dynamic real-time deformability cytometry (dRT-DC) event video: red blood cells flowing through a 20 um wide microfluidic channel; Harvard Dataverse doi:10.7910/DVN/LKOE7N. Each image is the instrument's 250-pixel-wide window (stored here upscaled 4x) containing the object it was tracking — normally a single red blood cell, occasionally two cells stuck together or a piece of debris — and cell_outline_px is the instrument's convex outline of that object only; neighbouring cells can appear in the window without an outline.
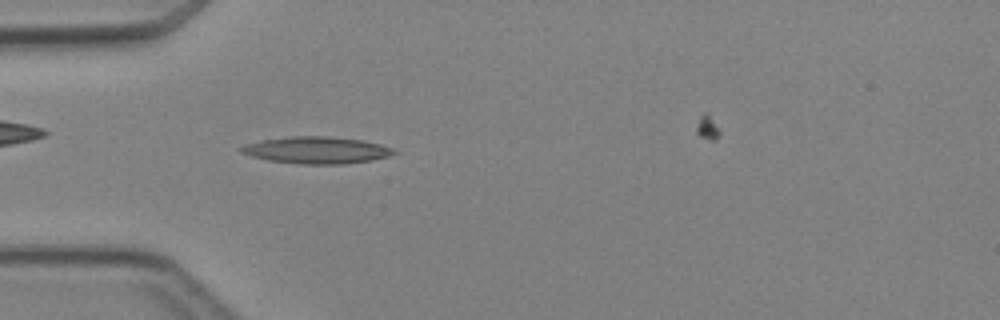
{"species": "Egyptian fruit bat (a non-hibernating species)", "species_latin": "Rousettus aegyptiacus", "temperature_condition": "cold", "stored_images_in_passage": 3, "camera_frame_rate_fps": 3000, "um_per_image_px": 0.085, "animal": {"sex": "female"}, "frame": {"image": 1, "passage_image": 3, "time_ms": 3.0, "image_size_px": [1000, 320], "cell_outline_px": [[400, 152], [388, 156], [372, 160], [344, 164], [300, 164], [268, 160], [252, 156], [240, 152], [240, 148], [248, 144], [264, 140], [292, 136], [328, 136], [364, 140], [380, 144], [392, 148]], "centroid_in_image_um": [26.98, 12.76], "position_along_channel_um": 58.0, "area_um2": 23.81}}